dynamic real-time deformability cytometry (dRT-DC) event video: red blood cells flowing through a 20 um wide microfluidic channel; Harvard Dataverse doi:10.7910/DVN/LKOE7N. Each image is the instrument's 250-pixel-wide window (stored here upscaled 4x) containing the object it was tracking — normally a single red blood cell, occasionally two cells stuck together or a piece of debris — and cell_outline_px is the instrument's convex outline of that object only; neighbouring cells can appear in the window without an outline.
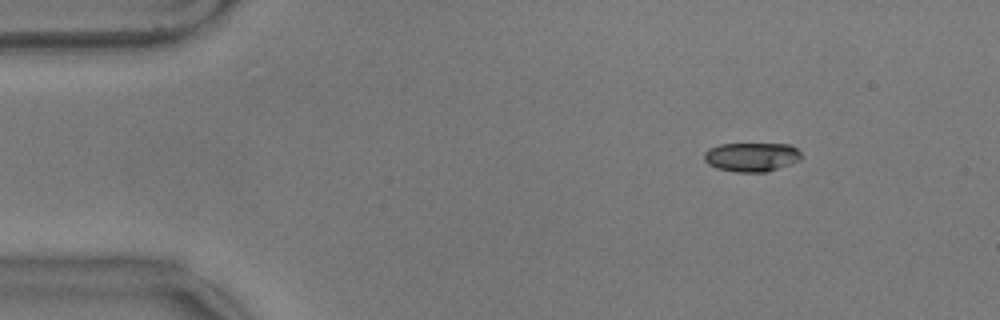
{"species": "common noctule bat (a hibernating species)", "species_latin": "Nyctalus noctula", "temperature_condition": "warm", "stored_images_in_passage": 58, "camera_frame_rate_fps": 3000, "um_per_image_px": 0.085, "animal": {"sex": "male", "body_mass_g": 17.9}, "frame": {"image": 1, "passage_image": 8, "time_ms": 2.333, "image_size_px": [1000, 320], "cell_outline_px": [[800, 160], [768, 172], [736, 172], [716, 168], [708, 164], [704, 160], [704, 152], [708, 148], [720, 144], [792, 144], [800, 152]], "centroid_in_image_um": [63.86, 13.34], "position_along_channel_um": 21.1, "area_um2": 16.53}}
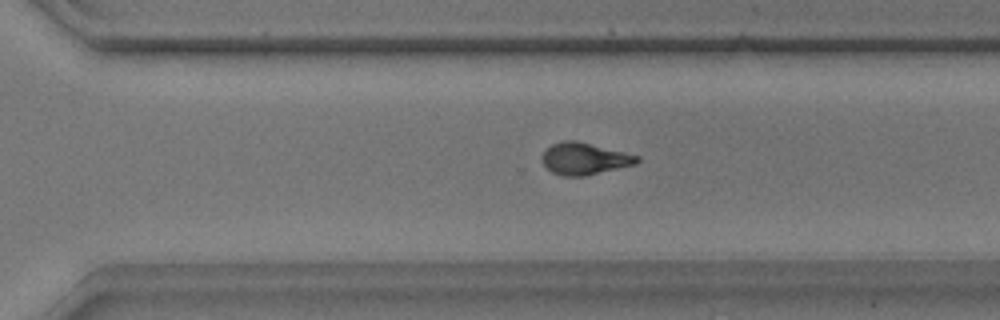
{"frame": {"image": 2, "passage_image": 40, "time_ms": 13.0, "image_size_px": [1000, 320], "cell_outline_px": [[640, 160], [636, 164], [584, 176], [564, 176], [552, 172], [544, 164], [540, 156], [552, 144], [564, 140], [576, 140], [640, 156]], "centroid_in_image_um": [49.68, 13.48], "position_along_channel_um": 320.9, "area_um2": 17.51}}
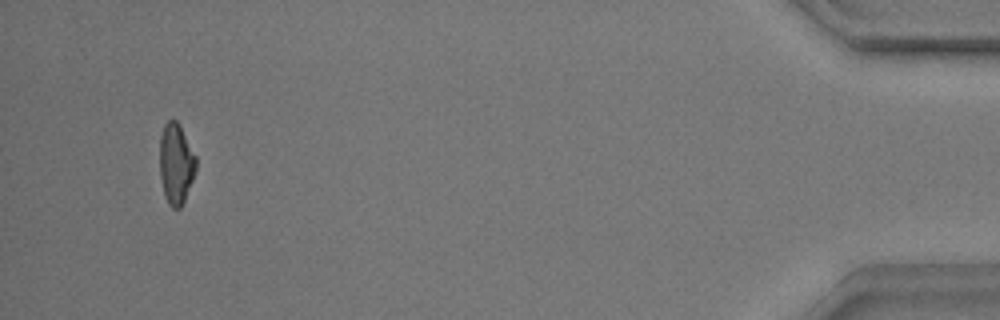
{"frame": {"image": 3, "passage_image": 55, "time_ms": 18.0, "image_size_px": [1000, 320], "cell_outline_px": [[196, 168], [192, 180], [184, 200], [180, 208], [172, 208], [168, 204], [164, 196], [160, 176], [160, 136], [164, 124], [168, 120], [176, 120], [180, 124], [196, 156]], "centroid_in_image_um": [14.95, 13.9], "position_along_channel_um": 420.3, "area_um2": 17.11}, "authors_computed_cell_mechanics": {"area_um2": 17.5134, "velocity_mm_per_s": 3.5432, "shape_relaxation_time_tau1_ms": 4.7987, "shape_relaxation_time_tau2_ms": 1.985, "deformation_change_tau1": 0.1868, "deformation_change_tau2": 0.0824}}